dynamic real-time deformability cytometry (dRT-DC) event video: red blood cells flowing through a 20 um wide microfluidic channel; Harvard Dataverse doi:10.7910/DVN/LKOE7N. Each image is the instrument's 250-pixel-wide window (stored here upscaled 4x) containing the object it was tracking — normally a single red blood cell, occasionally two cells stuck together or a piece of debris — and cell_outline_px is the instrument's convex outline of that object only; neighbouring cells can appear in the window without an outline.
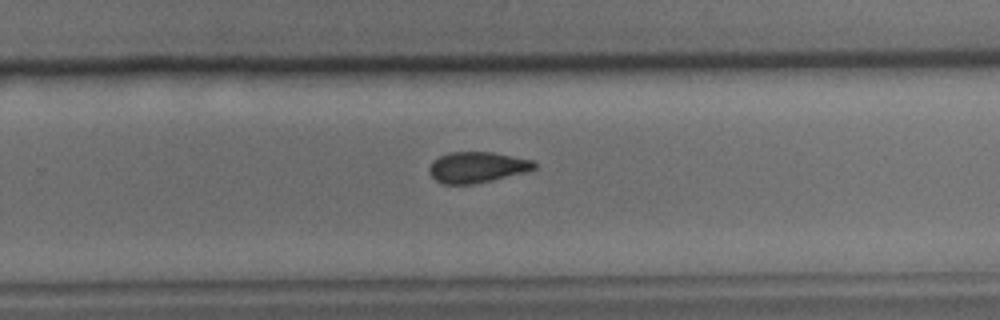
{"species": "common noctule bat (a hibernating species)", "species_latin": "Nyctalus noctula", "temperature_condition": "cold", "stored_images_in_passage": 27, "camera_frame_rate_fps": 3000, "um_per_image_px": 0.085, "animal": {"sex": "male", "body_mass_g": 15.6}, "frame": {"image": 1, "passage_image": 20, "time_ms": 6.333, "image_size_px": [1000, 320], "cell_outline_px": [[536, 168], [528, 172], [492, 180], [472, 184], [440, 184], [428, 172], [428, 168], [432, 160], [448, 152], [492, 152], [532, 160], [536, 164]], "centroid_in_image_um": [40.53, 14.22], "position_along_channel_um": 289.3, "area_um2": 19.02}}
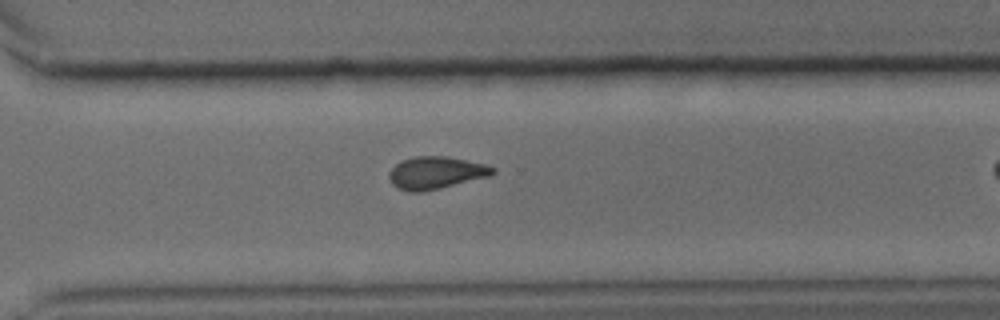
{"frame": {"image": 2, "passage_image": 23, "time_ms": 7.333, "image_size_px": [1000, 320], "cell_outline_px": [[496, 172], [492, 176], [440, 188], [420, 192], [408, 192], [392, 184], [388, 176], [388, 172], [400, 160], [412, 156], [444, 156], [484, 164], [496, 168]], "centroid_in_image_um": [37.05, 14.68], "position_along_channel_um": 333.6, "area_um2": 19.65}}